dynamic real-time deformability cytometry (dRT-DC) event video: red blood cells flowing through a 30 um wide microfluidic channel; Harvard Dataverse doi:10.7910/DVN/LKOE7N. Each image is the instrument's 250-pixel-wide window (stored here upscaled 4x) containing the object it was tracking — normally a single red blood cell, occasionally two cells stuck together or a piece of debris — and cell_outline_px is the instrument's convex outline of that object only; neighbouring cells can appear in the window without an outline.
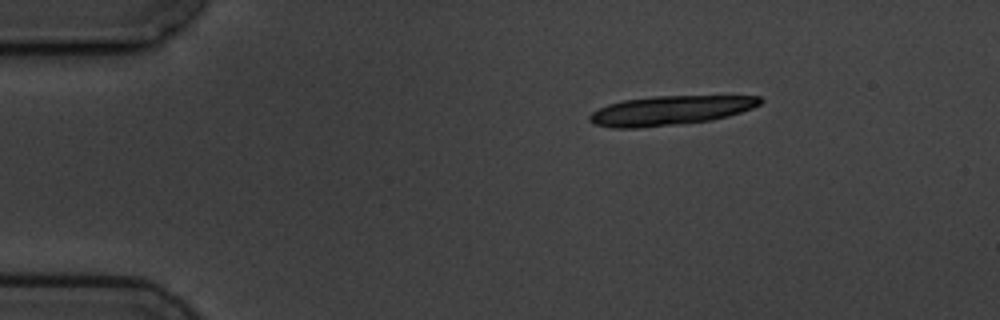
{"species": "common noctule bat (a hibernating species)", "species_latin": "Nyctalus noctula", "temperature_condition": "cold", "stored_images_in_passage": 6, "segment_of_instrument_passage": [2, 2], "camera_frame_rate_fps": 3000, "um_per_image_px": 0.085, "animal": {"sex": "male", "body_mass_g": 19.5, "forearm_length_mm": 54.6}, "frame": {"image": 1, "passage_image": 6, "time_ms": 7.0, "image_size_px": [1000, 320], "cell_outline_px": [[764, 100], [760, 104], [752, 108], [728, 116], [712, 120], [640, 128], [612, 128], [592, 124], [588, 120], [588, 116], [592, 112], [608, 104], [624, 100], [652, 96], [760, 96]], "centroid_in_image_um": [56.93, 9.39], "position_along_channel_um": 28.1, "area_um2": 29.13}}